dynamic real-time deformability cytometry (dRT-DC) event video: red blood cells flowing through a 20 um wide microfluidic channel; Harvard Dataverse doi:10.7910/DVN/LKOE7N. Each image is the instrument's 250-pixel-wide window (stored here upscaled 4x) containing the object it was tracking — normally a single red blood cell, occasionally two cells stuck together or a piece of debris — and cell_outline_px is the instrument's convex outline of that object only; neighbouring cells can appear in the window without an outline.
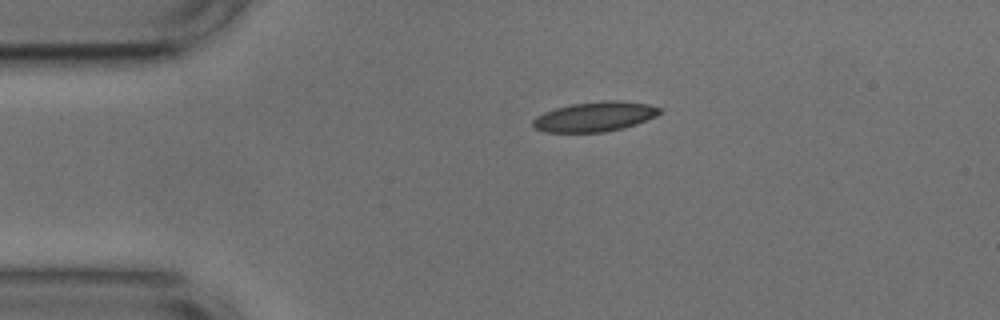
{"species": "common noctule bat (a hibernating species)", "species_latin": "Nyctalus noctula", "temperature_condition": "cold", "stored_images_in_passage": 43, "camera_frame_rate_fps": 3000, "um_per_image_px": 0.085, "animal": {"sex": "male", "body_mass_g": 17.9, "forearm_length_mm": 54.2}, "frame": {"image": 1, "passage_image": 1, "time_ms": 0.0, "image_size_px": [1000, 320], "cell_outline_px": [[664, 108], [656, 116], [636, 124], [624, 128], [604, 132], [544, 132], [532, 128], [532, 120], [536, 116], [544, 112], [556, 108], [572, 104], [608, 100], [620, 100], [648, 104]], "centroid_in_image_um": [50.55, 9.92], "position_along_channel_um": 34.4, "area_um2": 22.14}}
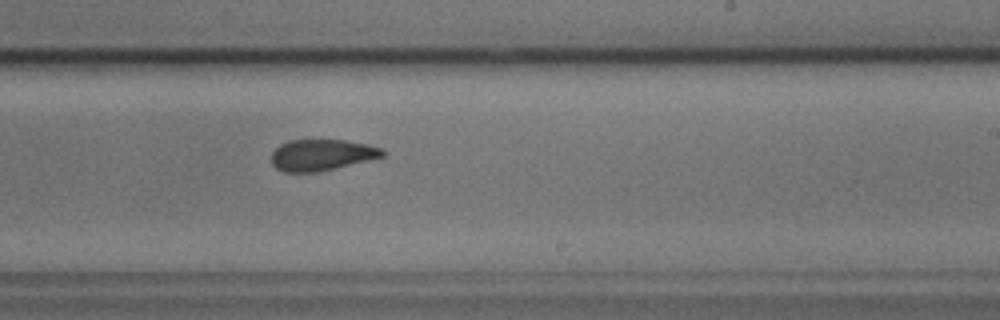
{"frame": {"image": 2, "passage_image": 22, "time_ms": 7.0, "image_size_px": [1000, 320], "cell_outline_px": [[384, 156], [320, 172], [284, 172], [276, 168], [272, 164], [272, 152], [280, 144], [288, 140], [344, 140], [368, 144], [384, 148]], "centroid_in_image_um": [27.34, 13.17], "position_along_channel_um": 261.7, "area_um2": 20.29}}
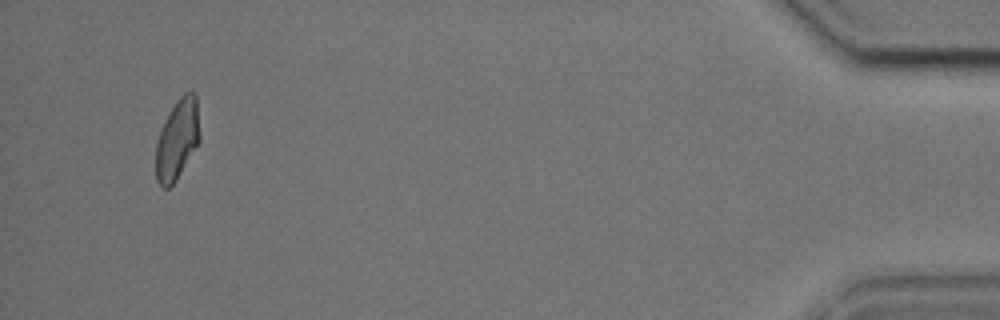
{"frame": {"image": 3, "passage_image": 41, "time_ms": 13.333, "image_size_px": [1000, 320], "cell_outline_px": [[200, 140], [176, 180], [168, 188], [160, 188], [156, 180], [156, 144], [160, 132], [176, 100], [184, 92], [196, 92], [200, 132]], "centroid_in_image_um": [15.08, 11.86], "position_along_channel_um": 420.1, "area_um2": 20.4}, "authors_computed_cell_mechanics": {"area_um2": 21.5016, "velocity_mm_per_s": 3.7315, "shape_relaxation_time_tau1_ms": 4.8164, "shape_relaxation_time_tau2_ms": 2.569, "deformation_change_tau1": 0.1272, "deformation_change_tau2": 0.0876}}